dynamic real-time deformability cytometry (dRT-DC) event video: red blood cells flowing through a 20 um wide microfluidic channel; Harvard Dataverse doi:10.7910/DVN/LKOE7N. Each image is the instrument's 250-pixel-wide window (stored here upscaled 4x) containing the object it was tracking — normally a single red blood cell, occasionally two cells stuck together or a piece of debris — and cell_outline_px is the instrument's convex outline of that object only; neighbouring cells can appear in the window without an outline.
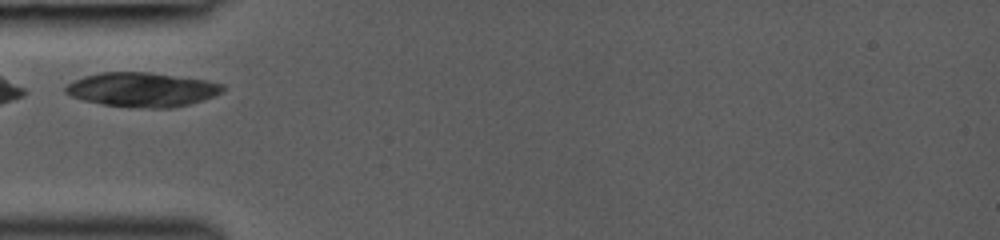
{"species": "common noctule bat (a hibernating species)", "species_latin": "Nyctalus noctula", "temperature_condition": "room temperature", "stored_images_in_passage": 16, "camera_frame_rate_fps": 3000, "um_per_image_px": 0.085, "animal": {"sex": "female", "body_mass_g": 19.0, "forearm_length_mm": 53.3}, "frame": {"image": 1, "passage_image": 1, "time_ms": 0.0, "image_size_px": [1000, 240], "cell_outline_px": [[224, 92], [188, 104], [168, 108], [140, 108], [104, 104], [84, 100], [72, 96], [64, 92], [64, 88], [68, 84], [84, 76], [100, 72], [148, 72], [208, 80], [224, 84]], "centroid_in_image_um": [12.09, 7.61], "position_along_channel_um": 72.9, "area_um2": 31.21}}